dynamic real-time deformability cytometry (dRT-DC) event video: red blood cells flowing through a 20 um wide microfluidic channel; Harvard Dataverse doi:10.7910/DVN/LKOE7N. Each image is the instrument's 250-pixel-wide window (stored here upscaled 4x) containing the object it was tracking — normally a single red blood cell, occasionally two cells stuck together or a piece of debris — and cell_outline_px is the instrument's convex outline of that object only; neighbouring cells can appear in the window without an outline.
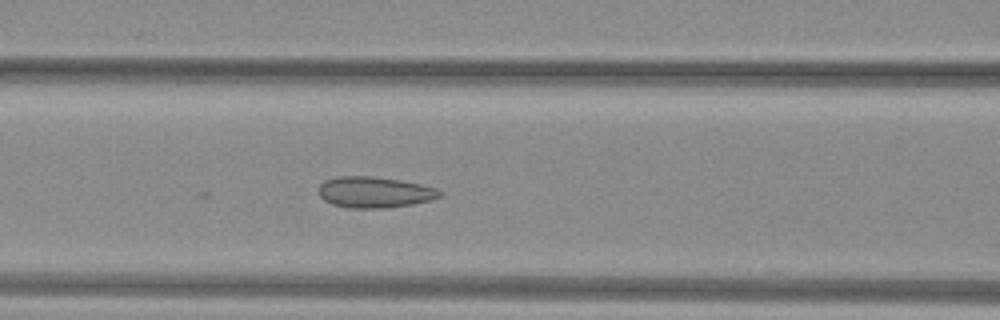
{"species": "common noctule bat (a hibernating species)", "species_latin": "Nyctalus noctula", "temperature_condition": "warm", "stored_images_in_passage": 8, "camera_frame_rate_fps": 3000, "um_per_image_px": 0.085, "animal": {"sex": "female", "body_mass_g": 29.2, "forearm_length_mm": 56.3}, "frame": {"image": 1, "passage_image": 8, "time_ms": 2.333, "image_size_px": [1000, 320], "cell_outline_px": [[444, 192], [440, 196], [432, 200], [412, 204], [384, 208], [348, 208], [332, 204], [324, 200], [320, 196], [320, 184], [324, 180], [336, 176], [372, 176], [400, 180], [420, 184], [436, 188]], "centroid_in_image_um": [31.84, 16.33], "position_along_channel_um": 134.8, "area_um2": 21.96}}